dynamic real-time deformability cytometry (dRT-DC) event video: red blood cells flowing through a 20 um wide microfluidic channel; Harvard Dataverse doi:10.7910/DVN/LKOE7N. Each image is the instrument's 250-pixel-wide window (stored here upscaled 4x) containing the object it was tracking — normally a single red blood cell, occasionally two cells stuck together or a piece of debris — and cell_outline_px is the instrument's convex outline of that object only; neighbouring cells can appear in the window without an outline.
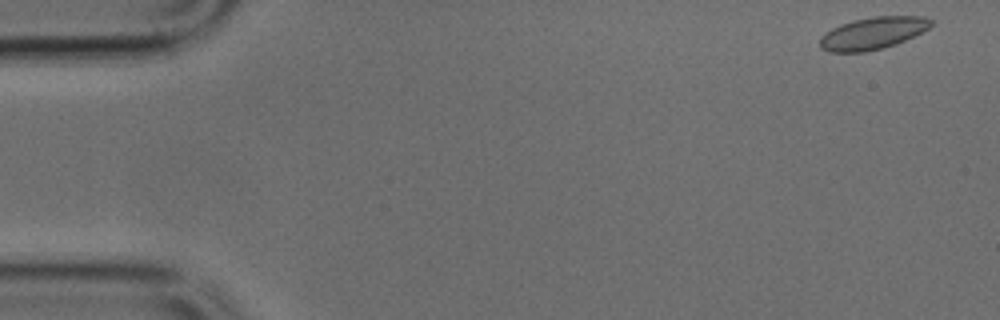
{"species": "common noctule bat (a hibernating species)", "species_latin": "Nyctalus noctula", "temperature_condition": "cold", "stored_images_in_passage": 48, "camera_frame_rate_fps": 3000, "um_per_image_px": 0.085, "animal": {"sex": "male", "body_mass_g": 17.9, "forearm_length_mm": 54.2}, "frame": {"image": 1, "passage_image": 1, "time_ms": 0.0, "image_size_px": [1000, 320], "cell_outline_px": [[932, 24], [928, 28], [896, 44], [884, 48], [864, 52], [828, 52], [820, 48], [820, 36], [832, 28], [840, 24], [852, 20], [872, 16], [920, 16], [932, 20]], "centroid_in_image_um": [74.13, 2.82], "position_along_channel_um": 10.9, "area_um2": 20.81}}
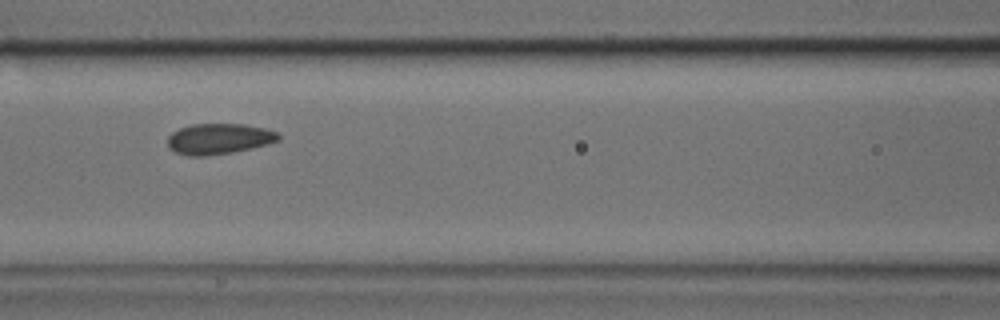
{"frame": {"image": 2, "passage_image": 20, "time_ms": 6.333, "image_size_px": [1000, 320], "cell_outline_px": [[280, 140], [268, 144], [252, 148], [232, 152], [204, 156], [188, 156], [176, 152], [168, 148], [168, 136], [172, 132], [180, 128], [192, 124], [244, 124], [264, 128], [276, 132], [280, 136]], "centroid_in_image_um": [18.6, 11.8], "position_along_channel_um": 148.0, "area_um2": 19.83}}
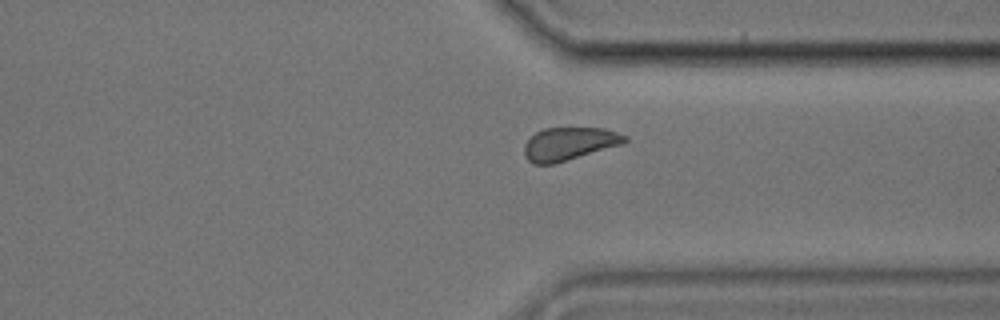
{"frame": {"image": 3, "passage_image": 36, "time_ms": 11.667, "image_size_px": [1000, 320], "cell_outline_px": [[628, 140], [624, 144], [552, 164], [532, 164], [524, 156], [524, 144], [536, 132], [544, 128], [604, 128], [628, 136]], "centroid_in_image_um": [48.39, 12.22], "position_along_channel_um": 363.0, "area_um2": 19.31}}